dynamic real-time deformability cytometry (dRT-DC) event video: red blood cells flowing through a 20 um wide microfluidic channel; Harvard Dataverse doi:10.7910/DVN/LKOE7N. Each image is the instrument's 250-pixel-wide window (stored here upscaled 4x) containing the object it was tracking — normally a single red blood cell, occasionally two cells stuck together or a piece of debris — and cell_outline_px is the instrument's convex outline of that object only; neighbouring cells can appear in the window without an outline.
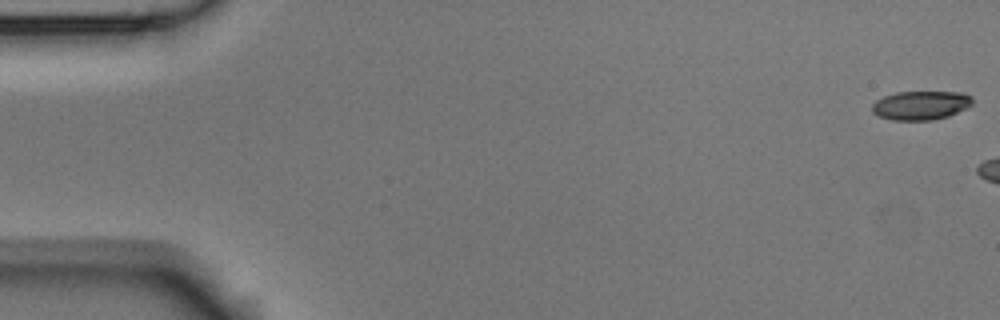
{"species": "Egyptian fruit bat (a non-hibernating species)", "species_latin": "Rousettus aegyptiacus", "temperature_condition": "room temperature", "stored_images_in_passage": 8, "segment_of_instrument_passage": [1, 2], "camera_frame_rate_fps": 3000, "um_per_image_px": 0.085, "animal": {"sex": "male"}, "frame": {"image": 1, "passage_image": 1, "time_ms": 0.0, "image_size_px": [1000, 320], "cell_outline_px": [[972, 104], [948, 116], [932, 120], [892, 120], [880, 116], [872, 112], [872, 104], [876, 100], [884, 96], [896, 92], [964, 92], [972, 96]], "centroid_in_image_um": [78.25, 8.94], "position_along_channel_um": 6.7, "area_um2": 16.82}}